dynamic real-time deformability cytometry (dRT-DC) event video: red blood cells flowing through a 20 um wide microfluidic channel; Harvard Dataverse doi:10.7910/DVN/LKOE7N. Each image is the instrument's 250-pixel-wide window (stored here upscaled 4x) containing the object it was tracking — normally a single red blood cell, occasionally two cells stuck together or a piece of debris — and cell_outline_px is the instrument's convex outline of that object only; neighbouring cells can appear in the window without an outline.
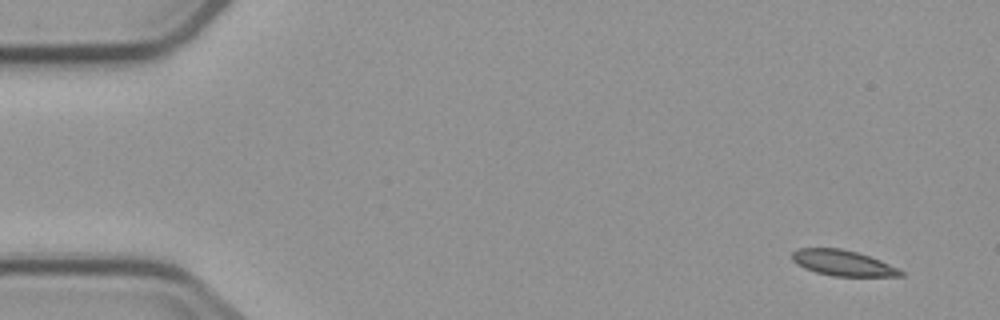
{"species": "common noctule bat (a hibernating species)", "species_latin": "Nyctalus noctula", "temperature_condition": "cold", "stored_images_in_passage": 6, "camera_frame_rate_fps": 3000, "um_per_image_px": 0.085, "animal": {"sex": "male", "body_mass_g": 23.1, "forearm_length_mm": 52.7}, "frame": {"image": 1, "passage_image": 1, "time_ms": 0.0, "image_size_px": [1000, 320], "cell_outline_px": [[904, 276], [832, 276], [816, 272], [804, 268], [796, 264], [792, 260], [792, 252], [800, 248], [840, 248], [856, 252], [880, 260], [904, 272]], "centroid_in_image_um": [71.6, 22.35], "position_along_channel_um": 13.4, "area_um2": 16.07}}
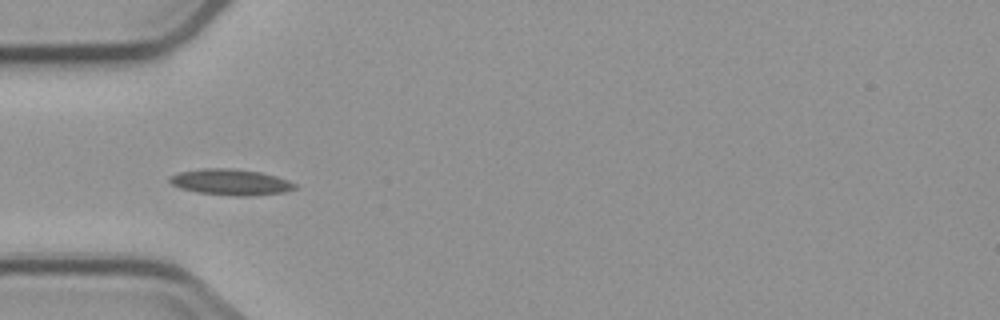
{"frame": {"image": 2, "passage_image": 5, "time_ms": 4.667, "image_size_px": [1000, 320], "cell_outline_px": [[296, 188], [284, 192], [252, 196], [236, 196], [196, 192], [180, 188], [172, 184], [168, 180], [168, 176], [180, 172], [204, 168], [232, 168], [260, 172], [276, 176], [288, 180], [296, 184]], "centroid_in_image_um": [19.6, 15.48], "position_along_channel_um": 65.4, "area_um2": 19.02}}
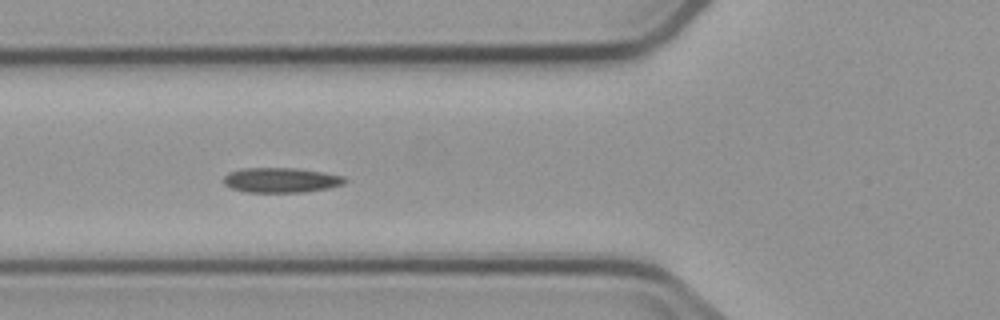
{"frame": {"image": 3, "passage_image": 6, "time_ms": 5.667, "image_size_px": [1000, 320], "cell_outline_px": [[348, 180], [344, 184], [328, 188], [304, 192], [244, 192], [232, 188], [224, 184], [224, 176], [228, 172], [240, 168], [296, 168], [324, 172], [344, 176]], "centroid_in_image_um": [23.89, 15.3], "position_along_channel_um": 101.9, "area_um2": 17.74}}